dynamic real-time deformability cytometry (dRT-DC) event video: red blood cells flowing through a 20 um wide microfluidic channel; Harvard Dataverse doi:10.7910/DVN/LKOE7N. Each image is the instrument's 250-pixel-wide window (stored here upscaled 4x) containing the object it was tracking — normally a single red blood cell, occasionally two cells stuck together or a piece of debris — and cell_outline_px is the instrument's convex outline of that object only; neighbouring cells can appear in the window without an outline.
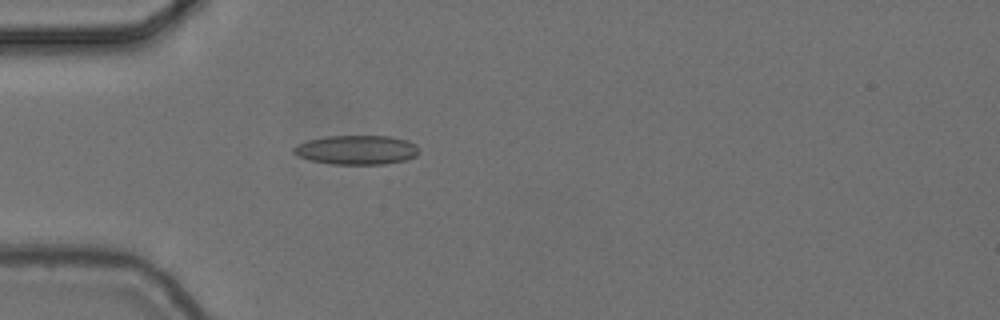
{"species": "common noctule bat (a hibernating species)", "species_latin": "Nyctalus noctula", "temperature_condition": "cold", "stored_images_in_passage": 5, "camera_frame_rate_fps": 3000, "um_per_image_px": 0.085, "animal": {"sex": "female", "body_mass_g": 24.6, "forearm_length_mm": 56.2}, "frame": {"image": 1, "passage_image": 5, "time_ms": 1.333, "image_size_px": [1000, 320], "cell_outline_px": [[420, 152], [416, 156], [404, 160], [384, 164], [332, 164], [312, 160], [300, 156], [292, 152], [292, 148], [308, 140], [328, 136], [388, 136], [408, 140], [416, 144], [420, 148]], "centroid_in_image_um": [30.37, 12.73], "position_along_channel_um": 54.6, "area_um2": 21.27}}